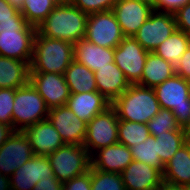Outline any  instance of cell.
Masks as SVG:
<instances>
[{
  "label": "cell",
  "mask_w": 190,
  "mask_h": 190,
  "mask_svg": "<svg viewBox=\"0 0 190 190\" xmlns=\"http://www.w3.org/2000/svg\"><path fill=\"white\" fill-rule=\"evenodd\" d=\"M91 190H126L120 173L99 171L91 166Z\"/></svg>",
  "instance_id": "d6a6232c"
},
{
  "label": "cell",
  "mask_w": 190,
  "mask_h": 190,
  "mask_svg": "<svg viewBox=\"0 0 190 190\" xmlns=\"http://www.w3.org/2000/svg\"><path fill=\"white\" fill-rule=\"evenodd\" d=\"M116 0H72V4L86 14L112 10Z\"/></svg>",
  "instance_id": "e575fe53"
},
{
  "label": "cell",
  "mask_w": 190,
  "mask_h": 190,
  "mask_svg": "<svg viewBox=\"0 0 190 190\" xmlns=\"http://www.w3.org/2000/svg\"><path fill=\"white\" fill-rule=\"evenodd\" d=\"M155 138L157 141V154L161 161L166 164L179 150V148L185 144V131H167Z\"/></svg>",
  "instance_id": "f1b7e54d"
},
{
  "label": "cell",
  "mask_w": 190,
  "mask_h": 190,
  "mask_svg": "<svg viewBox=\"0 0 190 190\" xmlns=\"http://www.w3.org/2000/svg\"><path fill=\"white\" fill-rule=\"evenodd\" d=\"M57 179L47 156L34 155L10 176L11 190H33L39 180Z\"/></svg>",
  "instance_id": "5bb4252c"
},
{
  "label": "cell",
  "mask_w": 190,
  "mask_h": 190,
  "mask_svg": "<svg viewBox=\"0 0 190 190\" xmlns=\"http://www.w3.org/2000/svg\"><path fill=\"white\" fill-rule=\"evenodd\" d=\"M183 190H190V186H183Z\"/></svg>",
  "instance_id": "681fc988"
},
{
  "label": "cell",
  "mask_w": 190,
  "mask_h": 190,
  "mask_svg": "<svg viewBox=\"0 0 190 190\" xmlns=\"http://www.w3.org/2000/svg\"><path fill=\"white\" fill-rule=\"evenodd\" d=\"M176 27L190 36V2L174 13Z\"/></svg>",
  "instance_id": "f35d334b"
},
{
  "label": "cell",
  "mask_w": 190,
  "mask_h": 190,
  "mask_svg": "<svg viewBox=\"0 0 190 190\" xmlns=\"http://www.w3.org/2000/svg\"><path fill=\"white\" fill-rule=\"evenodd\" d=\"M176 29L174 14L154 10L133 37L145 50L153 52Z\"/></svg>",
  "instance_id": "8fae6325"
},
{
  "label": "cell",
  "mask_w": 190,
  "mask_h": 190,
  "mask_svg": "<svg viewBox=\"0 0 190 190\" xmlns=\"http://www.w3.org/2000/svg\"><path fill=\"white\" fill-rule=\"evenodd\" d=\"M133 161L130 148L116 143L91 156V166L99 171L121 173Z\"/></svg>",
  "instance_id": "d6986e66"
},
{
  "label": "cell",
  "mask_w": 190,
  "mask_h": 190,
  "mask_svg": "<svg viewBox=\"0 0 190 190\" xmlns=\"http://www.w3.org/2000/svg\"><path fill=\"white\" fill-rule=\"evenodd\" d=\"M23 133L29 140L34 155L48 156L64 145L48 118L25 128Z\"/></svg>",
  "instance_id": "ac0fdd59"
},
{
  "label": "cell",
  "mask_w": 190,
  "mask_h": 190,
  "mask_svg": "<svg viewBox=\"0 0 190 190\" xmlns=\"http://www.w3.org/2000/svg\"><path fill=\"white\" fill-rule=\"evenodd\" d=\"M33 156L32 147L23 131H13L0 147V173L10 177Z\"/></svg>",
  "instance_id": "4fadbf2b"
},
{
  "label": "cell",
  "mask_w": 190,
  "mask_h": 190,
  "mask_svg": "<svg viewBox=\"0 0 190 190\" xmlns=\"http://www.w3.org/2000/svg\"><path fill=\"white\" fill-rule=\"evenodd\" d=\"M8 2H9L13 7H16L18 10H21L24 0H8Z\"/></svg>",
  "instance_id": "f6af8a7d"
},
{
  "label": "cell",
  "mask_w": 190,
  "mask_h": 190,
  "mask_svg": "<svg viewBox=\"0 0 190 190\" xmlns=\"http://www.w3.org/2000/svg\"><path fill=\"white\" fill-rule=\"evenodd\" d=\"M189 2L190 0H155L153 3V10L174 14Z\"/></svg>",
  "instance_id": "74e56055"
},
{
  "label": "cell",
  "mask_w": 190,
  "mask_h": 190,
  "mask_svg": "<svg viewBox=\"0 0 190 190\" xmlns=\"http://www.w3.org/2000/svg\"><path fill=\"white\" fill-rule=\"evenodd\" d=\"M13 131L10 125L0 122V147L6 142Z\"/></svg>",
  "instance_id": "b9f144b4"
},
{
  "label": "cell",
  "mask_w": 190,
  "mask_h": 190,
  "mask_svg": "<svg viewBox=\"0 0 190 190\" xmlns=\"http://www.w3.org/2000/svg\"><path fill=\"white\" fill-rule=\"evenodd\" d=\"M157 190H183V185L171 183L168 181H162L161 185Z\"/></svg>",
  "instance_id": "7bdbcfd3"
},
{
  "label": "cell",
  "mask_w": 190,
  "mask_h": 190,
  "mask_svg": "<svg viewBox=\"0 0 190 190\" xmlns=\"http://www.w3.org/2000/svg\"><path fill=\"white\" fill-rule=\"evenodd\" d=\"M88 14L72 3H58L37 27L44 37L75 43L85 38Z\"/></svg>",
  "instance_id": "6da1fadb"
},
{
  "label": "cell",
  "mask_w": 190,
  "mask_h": 190,
  "mask_svg": "<svg viewBox=\"0 0 190 190\" xmlns=\"http://www.w3.org/2000/svg\"><path fill=\"white\" fill-rule=\"evenodd\" d=\"M126 190H157L163 172L140 161H132L121 173Z\"/></svg>",
  "instance_id": "e0dca14e"
},
{
  "label": "cell",
  "mask_w": 190,
  "mask_h": 190,
  "mask_svg": "<svg viewBox=\"0 0 190 190\" xmlns=\"http://www.w3.org/2000/svg\"><path fill=\"white\" fill-rule=\"evenodd\" d=\"M29 82L44 99L49 109L65 106L71 95L64 74L30 72Z\"/></svg>",
  "instance_id": "7c38bea8"
},
{
  "label": "cell",
  "mask_w": 190,
  "mask_h": 190,
  "mask_svg": "<svg viewBox=\"0 0 190 190\" xmlns=\"http://www.w3.org/2000/svg\"><path fill=\"white\" fill-rule=\"evenodd\" d=\"M48 120L60 134L64 144L84 145L87 123L66 105L49 109Z\"/></svg>",
  "instance_id": "2e32d148"
},
{
  "label": "cell",
  "mask_w": 190,
  "mask_h": 190,
  "mask_svg": "<svg viewBox=\"0 0 190 190\" xmlns=\"http://www.w3.org/2000/svg\"><path fill=\"white\" fill-rule=\"evenodd\" d=\"M163 109L171 110L181 128L190 124V82L173 75L153 88Z\"/></svg>",
  "instance_id": "5b68a950"
},
{
  "label": "cell",
  "mask_w": 190,
  "mask_h": 190,
  "mask_svg": "<svg viewBox=\"0 0 190 190\" xmlns=\"http://www.w3.org/2000/svg\"><path fill=\"white\" fill-rule=\"evenodd\" d=\"M74 60V46L64 40L35 35L30 72L64 74Z\"/></svg>",
  "instance_id": "7a4b0ae2"
},
{
  "label": "cell",
  "mask_w": 190,
  "mask_h": 190,
  "mask_svg": "<svg viewBox=\"0 0 190 190\" xmlns=\"http://www.w3.org/2000/svg\"><path fill=\"white\" fill-rule=\"evenodd\" d=\"M66 106L83 122L88 123L104 112L111 103L98 91L71 94Z\"/></svg>",
  "instance_id": "44dd1931"
},
{
  "label": "cell",
  "mask_w": 190,
  "mask_h": 190,
  "mask_svg": "<svg viewBox=\"0 0 190 190\" xmlns=\"http://www.w3.org/2000/svg\"><path fill=\"white\" fill-rule=\"evenodd\" d=\"M118 125V114L112 106L87 123L83 146L90 156L96 150L118 143Z\"/></svg>",
  "instance_id": "ba28073f"
},
{
  "label": "cell",
  "mask_w": 190,
  "mask_h": 190,
  "mask_svg": "<svg viewBox=\"0 0 190 190\" xmlns=\"http://www.w3.org/2000/svg\"><path fill=\"white\" fill-rule=\"evenodd\" d=\"M163 180L190 186V145L184 144L165 164Z\"/></svg>",
  "instance_id": "d4e9b609"
},
{
  "label": "cell",
  "mask_w": 190,
  "mask_h": 190,
  "mask_svg": "<svg viewBox=\"0 0 190 190\" xmlns=\"http://www.w3.org/2000/svg\"><path fill=\"white\" fill-rule=\"evenodd\" d=\"M49 108L44 99L29 82L15 89L12 113V128L23 131L25 128L48 118Z\"/></svg>",
  "instance_id": "8992f818"
},
{
  "label": "cell",
  "mask_w": 190,
  "mask_h": 190,
  "mask_svg": "<svg viewBox=\"0 0 190 190\" xmlns=\"http://www.w3.org/2000/svg\"><path fill=\"white\" fill-rule=\"evenodd\" d=\"M94 73L97 91L110 103H113L130 86L124 73L114 62L108 63V66L101 67Z\"/></svg>",
  "instance_id": "ffe728a7"
},
{
  "label": "cell",
  "mask_w": 190,
  "mask_h": 190,
  "mask_svg": "<svg viewBox=\"0 0 190 190\" xmlns=\"http://www.w3.org/2000/svg\"><path fill=\"white\" fill-rule=\"evenodd\" d=\"M63 184L58 179L39 180L33 190H62Z\"/></svg>",
  "instance_id": "60d3db41"
},
{
  "label": "cell",
  "mask_w": 190,
  "mask_h": 190,
  "mask_svg": "<svg viewBox=\"0 0 190 190\" xmlns=\"http://www.w3.org/2000/svg\"><path fill=\"white\" fill-rule=\"evenodd\" d=\"M175 73L190 82V45L181 56L179 63L176 65Z\"/></svg>",
  "instance_id": "ab89813d"
},
{
  "label": "cell",
  "mask_w": 190,
  "mask_h": 190,
  "mask_svg": "<svg viewBox=\"0 0 190 190\" xmlns=\"http://www.w3.org/2000/svg\"><path fill=\"white\" fill-rule=\"evenodd\" d=\"M148 53L132 36L124 37L114 48V63L130 84H137L141 80Z\"/></svg>",
  "instance_id": "30bf717a"
},
{
  "label": "cell",
  "mask_w": 190,
  "mask_h": 190,
  "mask_svg": "<svg viewBox=\"0 0 190 190\" xmlns=\"http://www.w3.org/2000/svg\"><path fill=\"white\" fill-rule=\"evenodd\" d=\"M15 98V89H0V122L12 127V113Z\"/></svg>",
  "instance_id": "836d02e7"
},
{
  "label": "cell",
  "mask_w": 190,
  "mask_h": 190,
  "mask_svg": "<svg viewBox=\"0 0 190 190\" xmlns=\"http://www.w3.org/2000/svg\"><path fill=\"white\" fill-rule=\"evenodd\" d=\"M26 21L20 10L13 7L8 0H0V23Z\"/></svg>",
  "instance_id": "d590c367"
},
{
  "label": "cell",
  "mask_w": 190,
  "mask_h": 190,
  "mask_svg": "<svg viewBox=\"0 0 190 190\" xmlns=\"http://www.w3.org/2000/svg\"><path fill=\"white\" fill-rule=\"evenodd\" d=\"M133 161H140L152 167L164 170L165 164L157 154V141L154 136H149L146 141L130 148Z\"/></svg>",
  "instance_id": "4dcf8cb0"
},
{
  "label": "cell",
  "mask_w": 190,
  "mask_h": 190,
  "mask_svg": "<svg viewBox=\"0 0 190 190\" xmlns=\"http://www.w3.org/2000/svg\"><path fill=\"white\" fill-rule=\"evenodd\" d=\"M185 143L190 145V124H188L185 128Z\"/></svg>",
  "instance_id": "bcb514c9"
},
{
  "label": "cell",
  "mask_w": 190,
  "mask_h": 190,
  "mask_svg": "<svg viewBox=\"0 0 190 190\" xmlns=\"http://www.w3.org/2000/svg\"><path fill=\"white\" fill-rule=\"evenodd\" d=\"M73 46L74 60L85 65L93 72L101 67L108 66V63L114 62L113 48H104L99 45H95L85 38L76 41Z\"/></svg>",
  "instance_id": "7402d4cb"
},
{
  "label": "cell",
  "mask_w": 190,
  "mask_h": 190,
  "mask_svg": "<svg viewBox=\"0 0 190 190\" xmlns=\"http://www.w3.org/2000/svg\"><path fill=\"white\" fill-rule=\"evenodd\" d=\"M37 28L27 21L0 23V56L30 65Z\"/></svg>",
  "instance_id": "277c9868"
},
{
  "label": "cell",
  "mask_w": 190,
  "mask_h": 190,
  "mask_svg": "<svg viewBox=\"0 0 190 190\" xmlns=\"http://www.w3.org/2000/svg\"><path fill=\"white\" fill-rule=\"evenodd\" d=\"M30 65L25 61L0 56V89H17L29 83Z\"/></svg>",
  "instance_id": "603a6c76"
},
{
  "label": "cell",
  "mask_w": 190,
  "mask_h": 190,
  "mask_svg": "<svg viewBox=\"0 0 190 190\" xmlns=\"http://www.w3.org/2000/svg\"><path fill=\"white\" fill-rule=\"evenodd\" d=\"M136 1H142V2L149 3V4L153 5L155 0H136Z\"/></svg>",
  "instance_id": "c3c4849f"
},
{
  "label": "cell",
  "mask_w": 190,
  "mask_h": 190,
  "mask_svg": "<svg viewBox=\"0 0 190 190\" xmlns=\"http://www.w3.org/2000/svg\"><path fill=\"white\" fill-rule=\"evenodd\" d=\"M57 4L56 0H24L20 11L27 23L37 28Z\"/></svg>",
  "instance_id": "f546056e"
},
{
  "label": "cell",
  "mask_w": 190,
  "mask_h": 190,
  "mask_svg": "<svg viewBox=\"0 0 190 190\" xmlns=\"http://www.w3.org/2000/svg\"><path fill=\"white\" fill-rule=\"evenodd\" d=\"M58 3H72V0H56Z\"/></svg>",
  "instance_id": "7dc6e473"
},
{
  "label": "cell",
  "mask_w": 190,
  "mask_h": 190,
  "mask_svg": "<svg viewBox=\"0 0 190 190\" xmlns=\"http://www.w3.org/2000/svg\"><path fill=\"white\" fill-rule=\"evenodd\" d=\"M62 190H91V167L86 173L64 183Z\"/></svg>",
  "instance_id": "8d00e7d4"
},
{
  "label": "cell",
  "mask_w": 190,
  "mask_h": 190,
  "mask_svg": "<svg viewBox=\"0 0 190 190\" xmlns=\"http://www.w3.org/2000/svg\"><path fill=\"white\" fill-rule=\"evenodd\" d=\"M71 94L97 91L95 73L73 60L64 73Z\"/></svg>",
  "instance_id": "484cf974"
},
{
  "label": "cell",
  "mask_w": 190,
  "mask_h": 190,
  "mask_svg": "<svg viewBox=\"0 0 190 190\" xmlns=\"http://www.w3.org/2000/svg\"><path fill=\"white\" fill-rule=\"evenodd\" d=\"M55 177L66 183L89 171L91 156L83 145L64 144L47 156Z\"/></svg>",
  "instance_id": "52a82bcc"
},
{
  "label": "cell",
  "mask_w": 190,
  "mask_h": 190,
  "mask_svg": "<svg viewBox=\"0 0 190 190\" xmlns=\"http://www.w3.org/2000/svg\"><path fill=\"white\" fill-rule=\"evenodd\" d=\"M0 190H11L10 177L0 173Z\"/></svg>",
  "instance_id": "ee69618b"
},
{
  "label": "cell",
  "mask_w": 190,
  "mask_h": 190,
  "mask_svg": "<svg viewBox=\"0 0 190 190\" xmlns=\"http://www.w3.org/2000/svg\"><path fill=\"white\" fill-rule=\"evenodd\" d=\"M151 136L157 137L160 134L172 130H184L177 123V119L171 110L161 108L160 111L147 123Z\"/></svg>",
  "instance_id": "1f68e13d"
},
{
  "label": "cell",
  "mask_w": 190,
  "mask_h": 190,
  "mask_svg": "<svg viewBox=\"0 0 190 190\" xmlns=\"http://www.w3.org/2000/svg\"><path fill=\"white\" fill-rule=\"evenodd\" d=\"M112 11L125 37H133L154 11L153 5L136 0H116Z\"/></svg>",
  "instance_id": "9a60e30c"
},
{
  "label": "cell",
  "mask_w": 190,
  "mask_h": 190,
  "mask_svg": "<svg viewBox=\"0 0 190 190\" xmlns=\"http://www.w3.org/2000/svg\"><path fill=\"white\" fill-rule=\"evenodd\" d=\"M111 106L119 120L147 124L161 109L153 88L130 84Z\"/></svg>",
  "instance_id": "3957f363"
},
{
  "label": "cell",
  "mask_w": 190,
  "mask_h": 190,
  "mask_svg": "<svg viewBox=\"0 0 190 190\" xmlns=\"http://www.w3.org/2000/svg\"><path fill=\"white\" fill-rule=\"evenodd\" d=\"M150 136L147 124L119 120L118 125V143L131 148L146 141Z\"/></svg>",
  "instance_id": "83f0119b"
},
{
  "label": "cell",
  "mask_w": 190,
  "mask_h": 190,
  "mask_svg": "<svg viewBox=\"0 0 190 190\" xmlns=\"http://www.w3.org/2000/svg\"><path fill=\"white\" fill-rule=\"evenodd\" d=\"M189 45L190 36L176 29L153 52L164 60L171 62L176 67Z\"/></svg>",
  "instance_id": "4316f807"
},
{
  "label": "cell",
  "mask_w": 190,
  "mask_h": 190,
  "mask_svg": "<svg viewBox=\"0 0 190 190\" xmlns=\"http://www.w3.org/2000/svg\"><path fill=\"white\" fill-rule=\"evenodd\" d=\"M175 74V66L171 62L157 56L154 52H149L141 80L137 84L154 88Z\"/></svg>",
  "instance_id": "cb8c5ba5"
},
{
  "label": "cell",
  "mask_w": 190,
  "mask_h": 190,
  "mask_svg": "<svg viewBox=\"0 0 190 190\" xmlns=\"http://www.w3.org/2000/svg\"><path fill=\"white\" fill-rule=\"evenodd\" d=\"M112 10L88 14L85 39L104 48H115L124 39Z\"/></svg>",
  "instance_id": "9c48e42d"
}]
</instances>
